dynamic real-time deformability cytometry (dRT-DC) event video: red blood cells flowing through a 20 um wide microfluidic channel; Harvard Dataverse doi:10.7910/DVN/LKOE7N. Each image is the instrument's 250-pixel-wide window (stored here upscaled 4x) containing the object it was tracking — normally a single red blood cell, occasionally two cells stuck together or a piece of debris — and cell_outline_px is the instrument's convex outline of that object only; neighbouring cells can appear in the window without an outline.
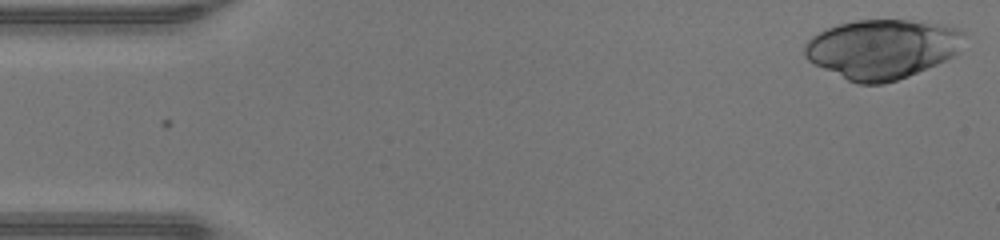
{"species": "human", "species_latin": "Homo sapiens", "temperature_condition": "warm", "stored_images_in_passage": 46, "camera_frame_rate_fps": 3000, "um_per_image_px": 0.085, "donor": {"sex": "male"}, "frame": {"image": 1, "passage_image": 1, "time_ms": 0.0, "image_size_px": [1000, 240], "cell_outline_px": [[964, 36], [960, 52], [936, 64], [908, 76], [884, 84], [856, 84], [808, 60], [804, 56], [804, 44], [812, 36], [828, 28], [840, 24], [856, 20], [908, 20], [940, 24], [956, 28], [964, 32]], "centroid_in_image_um": [74.99, 4.16], "position_along_channel_um": 10.0, "area_um2": 54.85}}
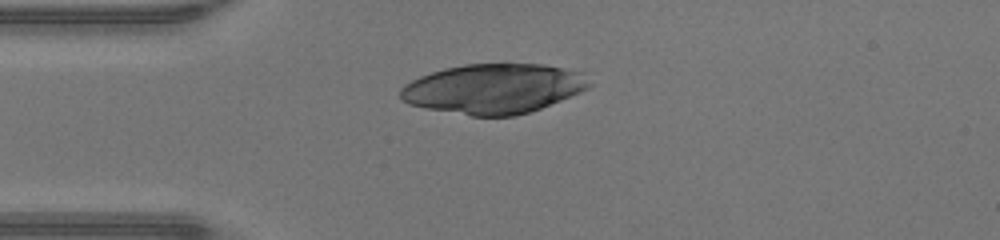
{"frame": {"image": 2, "passage_image": 11, "time_ms": 3.333, "image_size_px": [1000, 240], "cell_outline_px": [[592, 84], [588, 88], [580, 92], [540, 108], [516, 116], [472, 116], [424, 108], [408, 104], [400, 100], [400, 88], [404, 84], [420, 76], [444, 68], [464, 64], [544, 64], [580, 72]], "centroid_in_image_um": [41.9, 7.54], "position_along_channel_um": 43.1, "area_um2": 54.68}}
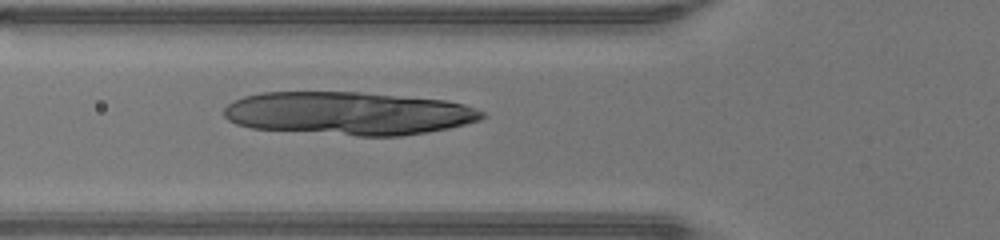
{"frame": {"image": 3, "passage_image": 16, "time_ms": 5.0, "image_size_px": [1000, 240], "cell_outline_px": [[488, 116], [480, 120], [448, 128], [428, 132], [400, 136], [356, 136], [252, 128], [236, 124], [228, 120], [224, 116], [224, 108], [228, 104], [244, 96], [264, 92], [360, 92], [444, 100], [464, 104], [484, 112]], "centroid_in_image_um": [29.63, 9.64], "position_along_channel_um": 96.2, "area_um2": 64.91}}